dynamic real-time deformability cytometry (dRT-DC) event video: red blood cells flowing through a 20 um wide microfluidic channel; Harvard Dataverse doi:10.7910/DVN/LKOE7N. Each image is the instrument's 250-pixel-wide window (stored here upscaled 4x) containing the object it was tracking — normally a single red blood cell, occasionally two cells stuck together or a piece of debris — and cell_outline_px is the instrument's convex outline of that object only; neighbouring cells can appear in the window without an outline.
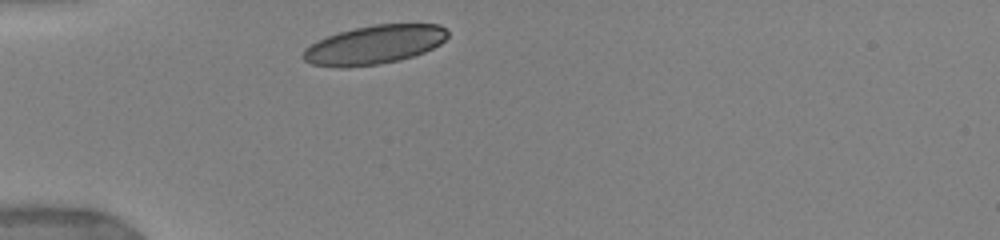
{"species": "human", "species_latin": "Homo sapiens", "temperature_condition": "warm", "stored_images_in_passage": 23, "camera_frame_rate_fps": 3000, "um_per_image_px": 0.085, "donor": {"sex": "female"}, "frame": {"image": 1, "passage_image": 1, "time_ms": 0.0, "image_size_px": [1000, 240], "cell_outline_px": [[448, 36], [440, 44], [424, 52], [400, 60], [376, 64], [340, 68], [312, 64], [304, 60], [300, 56], [304, 48], [316, 40], [340, 32], [356, 28], [376, 24], [440, 24], [448, 32]], "centroid_in_image_um": [31.78, 3.81], "position_along_channel_um": 53.2, "area_um2": 32.6}, "authors_computed_cell_mechanics": {"area_um2": 32.5414, "velocity_mm_per_s": 3.8606, "shape_relaxation_time_tau1_ms": 2.1282, "shape_relaxation_time_tau2_ms": null, "deformation_change_tau1": 0.0933, "deformation_change_tau2": null}}